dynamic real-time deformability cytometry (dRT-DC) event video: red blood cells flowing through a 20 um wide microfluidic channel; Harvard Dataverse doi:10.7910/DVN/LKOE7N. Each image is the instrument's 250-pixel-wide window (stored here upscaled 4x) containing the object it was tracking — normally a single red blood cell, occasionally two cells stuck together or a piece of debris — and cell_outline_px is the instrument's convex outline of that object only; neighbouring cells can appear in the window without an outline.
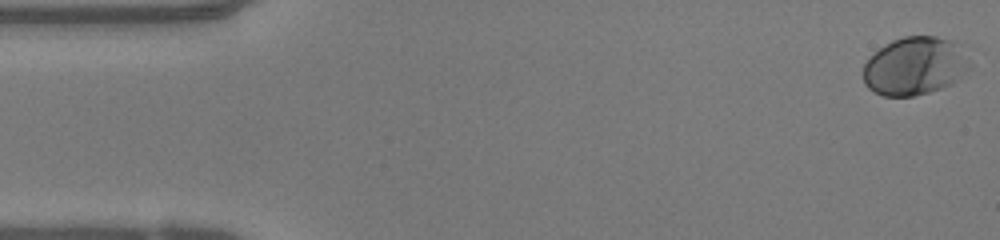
{"species": "human", "species_latin": "Homo sapiens", "temperature_condition": "warm", "stored_images_in_passage": 48, "camera_frame_rate_fps": 3000, "um_per_image_px": 0.085, "donor": {"sex": "female"}, "frame": {"image": 1, "passage_image": 1, "time_ms": 0.0, "image_size_px": [1000, 240], "cell_outline_px": [[972, 68], [952, 84], [928, 92], [912, 96], [884, 96], [868, 88], [864, 84], [864, 64], [880, 48], [892, 40], [904, 36], [936, 36], [956, 40], [968, 44]], "centroid_in_image_um": [77.9, 5.57], "position_along_channel_um": 7.1, "area_um2": 36.99}}
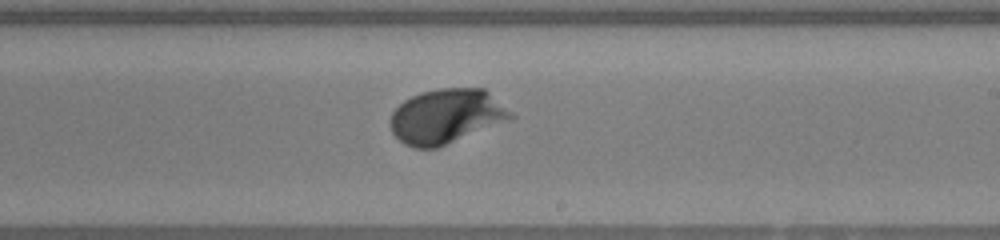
{"frame": {"image": 2, "passage_image": 28, "time_ms": 9.0, "image_size_px": [1000, 240], "cell_outline_px": [[516, 116], [436, 148], [416, 148], [404, 144], [392, 132], [392, 112], [404, 100], [420, 92], [440, 88], [484, 88], [512, 112]], "centroid_in_image_um": [37.92, 9.86], "position_along_channel_um": 251.1, "area_um2": 37.51}}
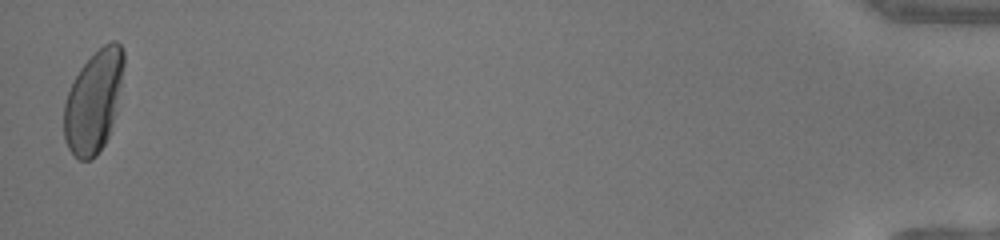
{"frame": {"image": 3, "passage_image": 48, "time_ms": 15.667, "image_size_px": [1000, 240], "cell_outline_px": [[124, 64], [116, 112], [108, 136], [104, 144], [96, 156], [92, 160], [80, 160], [68, 148], [64, 140], [64, 104], [68, 92], [80, 68], [104, 44], [112, 40], [116, 40], [120, 44], [124, 52]], "centroid_in_image_um": [7.96, 8.63], "position_along_channel_um": 427.2, "area_um2": 35.26}, "authors_computed_cell_mechanics": {"area_um2": 35.547, "velocity_mm_per_s": 4.166, "shape_relaxation_time_tau1_ms": 2.1413, "shape_relaxation_time_tau2_ms": null, "deformation_change_tau1": 0.1468, "deformation_change_tau2": null}}